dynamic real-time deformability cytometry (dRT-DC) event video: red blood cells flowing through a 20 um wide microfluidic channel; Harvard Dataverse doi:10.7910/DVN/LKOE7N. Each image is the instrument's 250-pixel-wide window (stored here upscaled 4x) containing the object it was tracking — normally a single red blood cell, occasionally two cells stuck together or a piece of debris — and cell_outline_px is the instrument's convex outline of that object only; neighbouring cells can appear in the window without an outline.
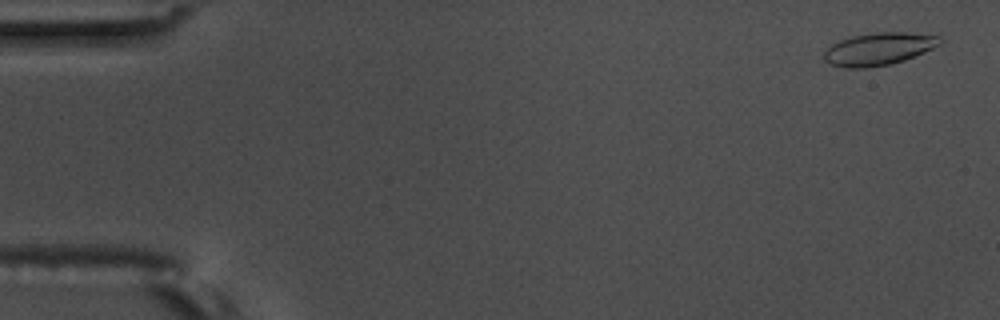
{"species": "common noctule bat (a hibernating species)", "species_latin": "Nyctalus noctula", "temperature_condition": "warm", "stored_images_in_passage": 14, "camera_frame_rate_fps": 3000, "um_per_image_px": 0.085, "animal": {"sex": "male", "body_mass_g": 17.5, "forearm_length_mm": 52.3}, "frame": {"image": 1, "passage_image": 3, "time_ms": 0.667, "image_size_px": [1000, 320], "cell_outline_px": [[940, 44], [924, 52], [904, 60], [892, 64], [868, 68], [844, 68], [828, 64], [824, 60], [824, 52], [832, 44], [840, 40], [852, 36], [876, 32], [908, 32], [940, 36]], "centroid_in_image_um": [74.66, 4.17], "position_along_channel_um": 10.3, "area_um2": 22.02}}